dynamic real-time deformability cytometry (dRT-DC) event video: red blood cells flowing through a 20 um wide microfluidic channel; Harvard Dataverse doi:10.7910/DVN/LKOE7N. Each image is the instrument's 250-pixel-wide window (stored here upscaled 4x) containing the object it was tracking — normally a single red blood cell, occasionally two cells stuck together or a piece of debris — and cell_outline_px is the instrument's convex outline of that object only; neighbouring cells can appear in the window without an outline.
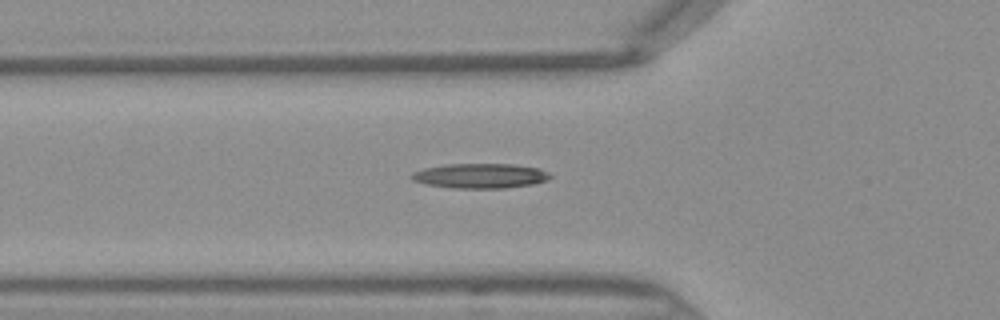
{"species": "Egyptian fruit bat (a non-hibernating species)", "species_latin": "Rousettus aegyptiacus", "temperature_condition": "warm", "stored_images_in_passage": 29, "camera_frame_rate_fps": 3000, "um_per_image_px": 0.085, "frame": {"image": 1, "passage_image": 4, "time_ms": 1.0, "image_size_px": [1000, 320], "cell_outline_px": [[552, 176], [548, 180], [532, 184], [504, 188], [456, 188], [424, 184], [412, 180], [412, 172], [424, 168], [444, 164], [512, 164], [540, 168], [548, 172]], "centroid_in_image_um": [40.83, 14.94], "position_along_channel_um": 85.0, "area_um2": 20.06}}
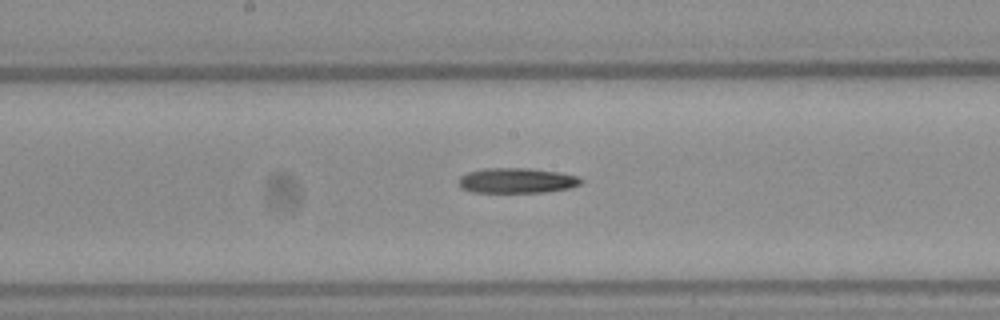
{"frame": {"image": 2, "passage_image": 12, "time_ms": 3.667, "image_size_px": [1000, 320], "cell_outline_px": [[584, 180], [580, 184], [572, 188], [544, 192], [472, 192], [460, 188], [456, 184], [456, 180], [460, 176], [468, 172], [484, 168], [528, 168], [556, 172], [576, 176]], "centroid_in_image_um": [43.86, 15.35], "position_along_channel_um": 204.3, "area_um2": 18.09}}
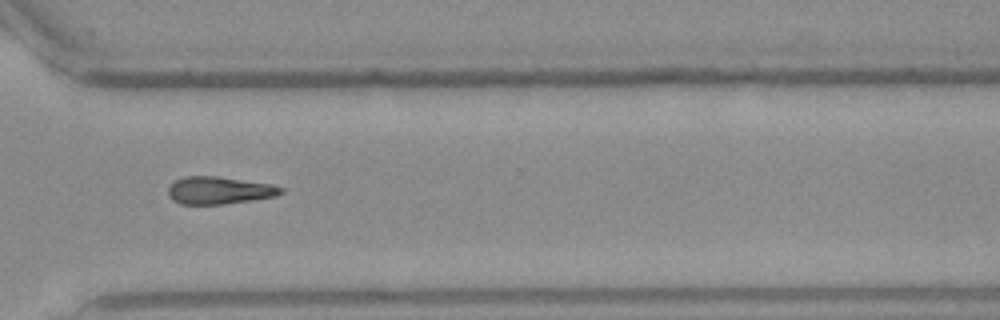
{"frame": {"image": 3, "passage_image": 22, "time_ms": 7.0, "image_size_px": [1000, 320], "cell_outline_px": [[284, 192], [276, 196], [224, 204], [180, 204], [172, 200], [168, 196], [168, 188], [176, 180], [184, 176], [216, 176], [272, 184], [284, 188]], "centroid_in_image_um": [18.63, 16.18], "position_along_channel_um": 352.0, "area_um2": 18.03}}